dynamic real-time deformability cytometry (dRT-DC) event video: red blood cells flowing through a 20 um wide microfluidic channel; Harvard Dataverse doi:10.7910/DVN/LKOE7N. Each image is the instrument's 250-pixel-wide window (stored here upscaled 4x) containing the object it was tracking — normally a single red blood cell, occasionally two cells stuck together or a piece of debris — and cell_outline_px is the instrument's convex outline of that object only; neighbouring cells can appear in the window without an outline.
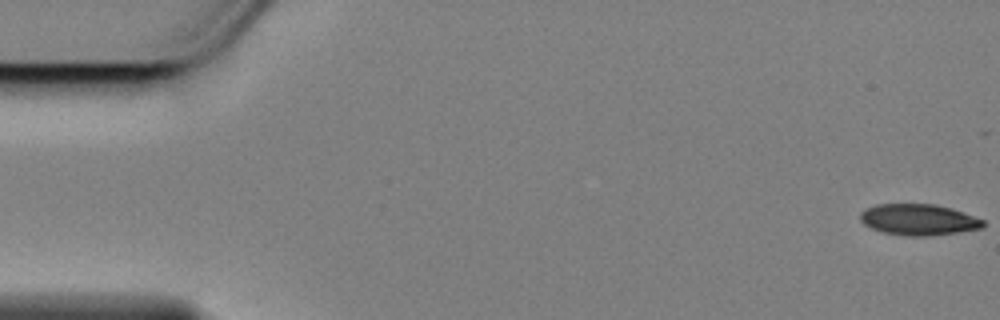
{"species": "Egyptian fruit bat (a non-hibernating species)", "species_latin": "Rousettus aegyptiacus", "temperature_condition": "cold", "stored_images_in_passage": 12, "camera_frame_rate_fps": 3000, "um_per_image_px": 0.085, "animal": {"sex": "female"}, "frame": {"image": 1, "passage_image": 1, "time_ms": 0.0, "image_size_px": [1000, 320], "cell_outline_px": [[984, 228], [960, 232], [932, 236], [904, 236], [884, 232], [872, 228], [864, 224], [860, 220], [860, 212], [876, 204], [936, 204], [952, 208], [984, 220]], "centroid_in_image_um": [78.1, 18.67], "position_along_channel_um": 6.9, "area_um2": 22.43}}